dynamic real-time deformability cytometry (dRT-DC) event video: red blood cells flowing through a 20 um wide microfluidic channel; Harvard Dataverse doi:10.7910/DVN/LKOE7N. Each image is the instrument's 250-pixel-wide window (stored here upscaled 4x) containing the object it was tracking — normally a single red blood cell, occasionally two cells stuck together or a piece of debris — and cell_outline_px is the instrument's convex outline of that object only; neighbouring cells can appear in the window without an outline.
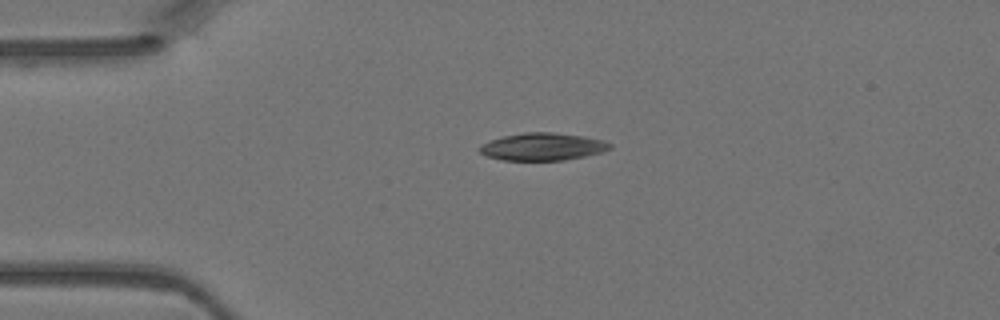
{"species": "Egyptian fruit bat (a non-hibernating species)", "species_latin": "Rousettus aegyptiacus", "temperature_condition": "warm", "stored_images_in_passage": 4, "camera_frame_rate_fps": 3000, "um_per_image_px": 0.085, "animal": {"sex": "female"}, "frame": {"image": 1, "passage_image": 4, "time_ms": 1.0, "image_size_px": [1000, 320], "cell_outline_px": [[612, 148], [604, 152], [564, 160], [504, 160], [488, 156], [480, 152], [476, 148], [480, 144], [504, 136], [524, 132], [552, 132], [584, 136], [600, 140], [612, 144]], "centroid_in_image_um": [46.12, 12.47], "position_along_channel_um": 38.9, "area_um2": 20.81}}